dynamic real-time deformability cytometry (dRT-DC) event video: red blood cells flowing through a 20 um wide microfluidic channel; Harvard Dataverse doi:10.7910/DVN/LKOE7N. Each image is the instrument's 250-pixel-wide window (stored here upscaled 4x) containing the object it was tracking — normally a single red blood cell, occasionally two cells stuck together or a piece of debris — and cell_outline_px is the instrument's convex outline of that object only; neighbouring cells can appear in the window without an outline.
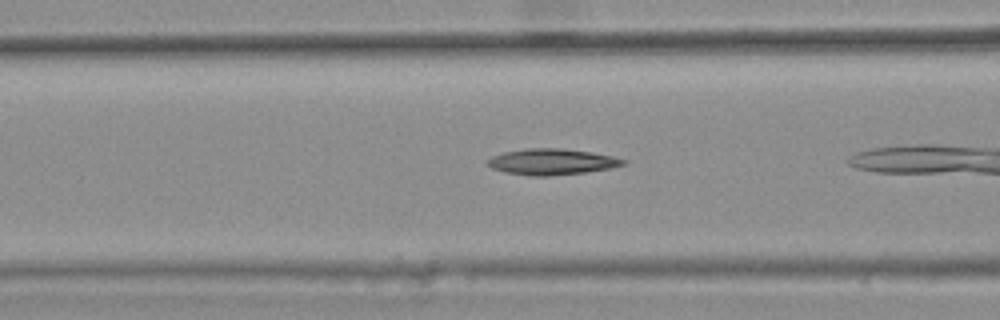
{"species": "common noctule bat (a hibernating species)", "species_latin": "Nyctalus noctula", "temperature_condition": "warm", "stored_images_in_passage": 10, "camera_frame_rate_fps": 3000, "um_per_image_px": 0.085, "animal": {"sex": "female", "body_mass_g": 25.1}, "frame": {"image": 1, "passage_image": 5, "time_ms": 1.333, "image_size_px": [1000, 320], "cell_outline_px": [[628, 164], [608, 168], [584, 172], [548, 176], [532, 176], [504, 172], [492, 168], [484, 164], [484, 160], [492, 156], [504, 152], [524, 148], [560, 148], [592, 152], [612, 156], [628, 160]], "centroid_in_image_um": [46.86, 13.74], "position_along_channel_um": 119.7, "area_um2": 20.75}}